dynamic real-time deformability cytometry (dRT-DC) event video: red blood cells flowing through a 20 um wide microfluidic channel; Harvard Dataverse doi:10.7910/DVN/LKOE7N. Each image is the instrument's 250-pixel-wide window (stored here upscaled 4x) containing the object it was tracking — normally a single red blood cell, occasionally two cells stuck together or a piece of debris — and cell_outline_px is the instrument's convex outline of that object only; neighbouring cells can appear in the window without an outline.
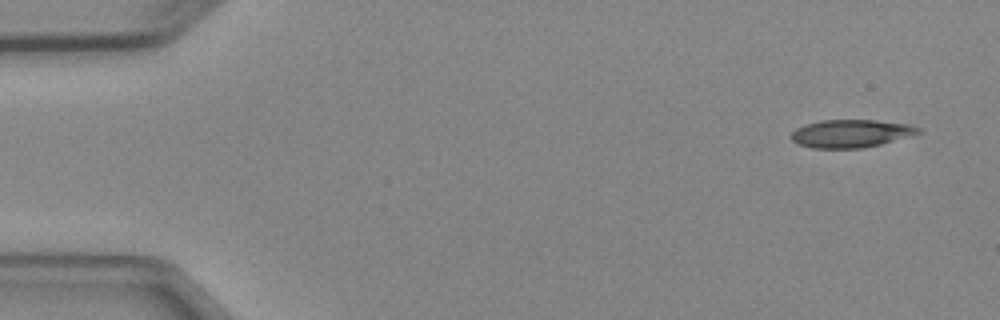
{"species": "Egyptian fruit bat (a non-hibernating species)", "species_latin": "Rousettus aegyptiacus", "temperature_condition": "cold", "stored_images_in_passage": 6, "camera_frame_rate_fps": 3000, "um_per_image_px": 0.085, "animal": {"sex": "female"}, "frame": {"image": 1, "passage_image": 1, "time_ms": 0.0, "image_size_px": [1000, 320], "cell_outline_px": [[924, 132], [880, 144], [864, 148], [812, 148], [796, 144], [788, 136], [796, 128], [804, 124], [820, 120], [876, 120], [912, 124], [920, 128]], "centroid_in_image_um": [72.31, 11.34], "position_along_channel_um": 12.7, "area_um2": 20.98}}
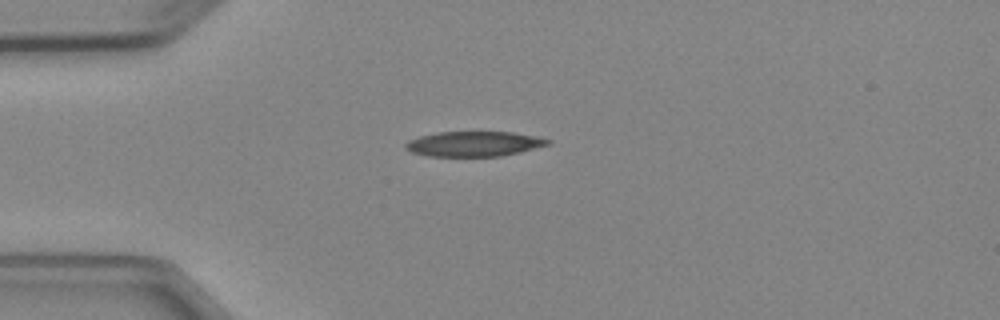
{"frame": {"image": 2, "passage_image": 4, "time_ms": 3.333, "image_size_px": [1000, 320], "cell_outline_px": [[552, 144], [520, 152], [500, 156], [428, 156], [412, 152], [404, 148], [404, 144], [408, 140], [420, 136], [436, 132], [512, 132], [536, 136], [552, 140]], "centroid_in_image_um": [40.3, 12.22], "position_along_channel_um": 44.7, "area_um2": 20.87}}
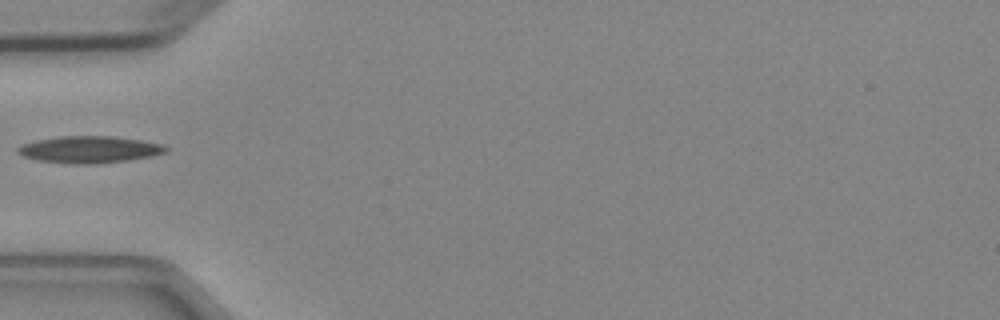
{"frame": {"image": 3, "passage_image": 5, "time_ms": 4.667, "image_size_px": [1000, 320], "cell_outline_px": [[168, 152], [152, 156], [128, 160], [92, 164], [68, 164], [36, 160], [24, 156], [16, 152], [16, 148], [20, 144], [36, 140], [60, 136], [116, 136], [164, 144], [168, 148]], "centroid_in_image_um": [7.59, 12.71], "position_along_channel_um": 77.4, "area_um2": 23.47}}